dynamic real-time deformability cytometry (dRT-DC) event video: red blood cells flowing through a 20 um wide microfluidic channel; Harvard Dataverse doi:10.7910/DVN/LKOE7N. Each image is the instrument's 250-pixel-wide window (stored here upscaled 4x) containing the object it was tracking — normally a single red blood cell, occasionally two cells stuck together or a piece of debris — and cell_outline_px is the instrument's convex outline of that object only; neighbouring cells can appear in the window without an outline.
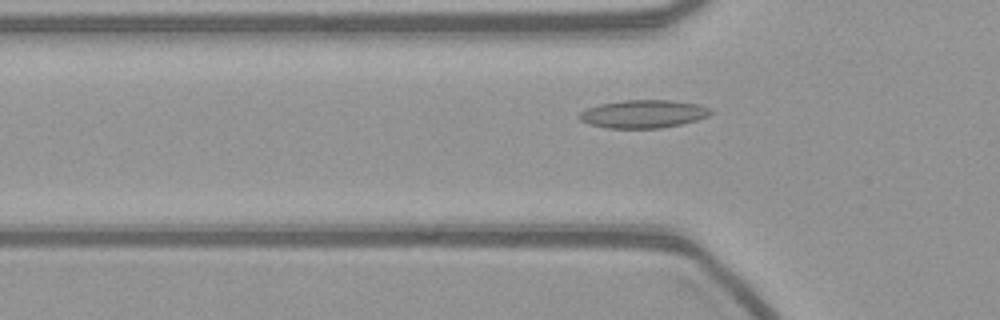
{"species": "common noctule bat (a hibernating species)", "species_latin": "Nyctalus noctula", "temperature_condition": "warm", "stored_images_in_passage": 44, "camera_frame_rate_fps": 3000, "um_per_image_px": 0.085, "animal": {"sex": "female", "body_mass_g": 21.9}, "frame": {"image": 1, "passage_image": 6, "time_ms": 1.667, "image_size_px": [1000, 320], "cell_outline_px": [[716, 112], [708, 116], [696, 120], [680, 124], [660, 128], [608, 128], [588, 124], [580, 120], [576, 116], [580, 112], [588, 108], [600, 104], [624, 100], [672, 100], [700, 104]], "centroid_in_image_um": [54.69, 9.68], "position_along_channel_um": 71.1, "area_um2": 21.56}}
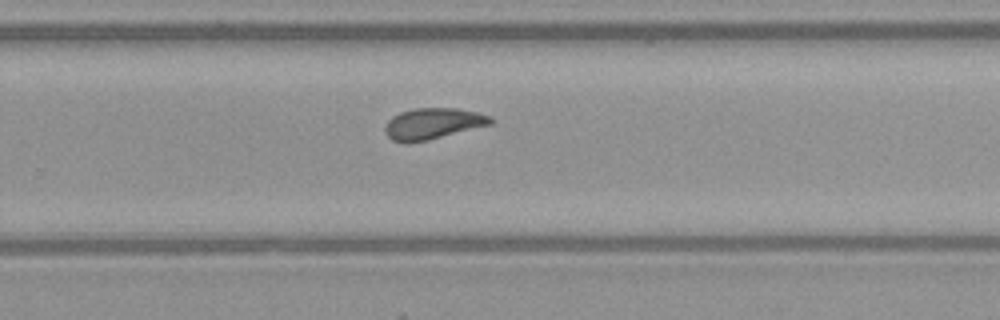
{"frame": {"image": 2, "passage_image": 24, "time_ms": 7.667, "image_size_px": [1000, 320], "cell_outline_px": [[492, 124], [428, 140], [408, 144], [404, 144], [392, 140], [384, 132], [384, 128], [388, 120], [392, 116], [400, 112], [412, 108], [456, 108], [476, 112], [492, 116]], "centroid_in_image_um": [36.75, 10.52], "position_along_channel_um": 293.0, "area_um2": 19.36}}
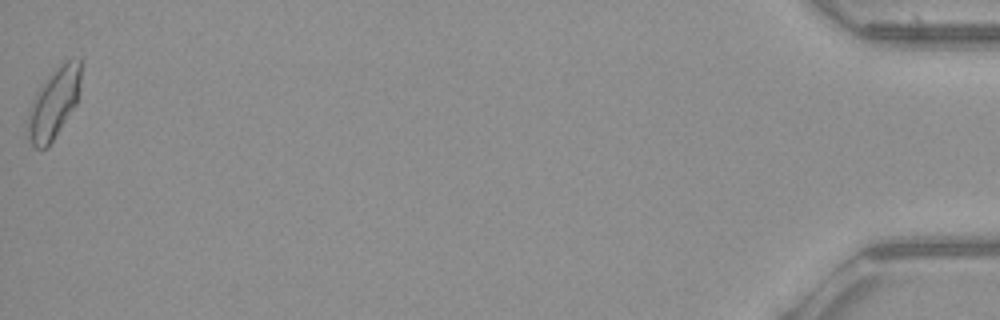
{"frame": {"image": 3, "passage_image": 44, "time_ms": 14.333, "image_size_px": [1000, 320], "cell_outline_px": [[80, 80], [76, 104], [48, 148], [36, 148], [28, 140], [28, 108], [40, 84], [60, 64], [68, 60], [80, 56]], "centroid_in_image_um": [4.55, 8.77], "position_along_channel_um": 430.6, "area_um2": 21.68}}